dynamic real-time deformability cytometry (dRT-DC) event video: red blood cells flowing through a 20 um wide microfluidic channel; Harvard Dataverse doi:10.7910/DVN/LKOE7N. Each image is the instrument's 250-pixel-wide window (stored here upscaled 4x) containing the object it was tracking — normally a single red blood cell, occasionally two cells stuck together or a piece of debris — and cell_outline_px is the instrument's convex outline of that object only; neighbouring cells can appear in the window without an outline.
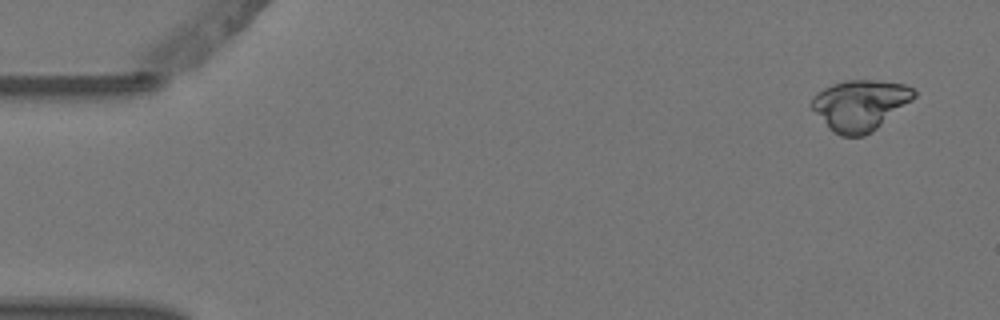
{"species": "Egyptian fruit bat (a non-hibernating species)", "species_latin": "Rousettus aegyptiacus", "temperature_condition": "warm", "stored_images_in_passage": 5, "camera_frame_rate_fps": 3000, "um_per_image_px": 0.085, "animal": {"sex": "female"}, "frame": {"image": 1, "passage_image": 1, "time_ms": 0.0, "image_size_px": [1000, 320], "cell_outline_px": [[916, 96], [912, 100], [872, 132], [864, 136], [840, 136], [828, 128], [808, 104], [812, 96], [816, 92], [832, 84], [848, 80], [876, 80], [904, 84], [912, 88], [916, 92]], "centroid_in_image_um": [73.07, 8.93], "position_along_channel_um": 11.9, "area_um2": 30.29}}
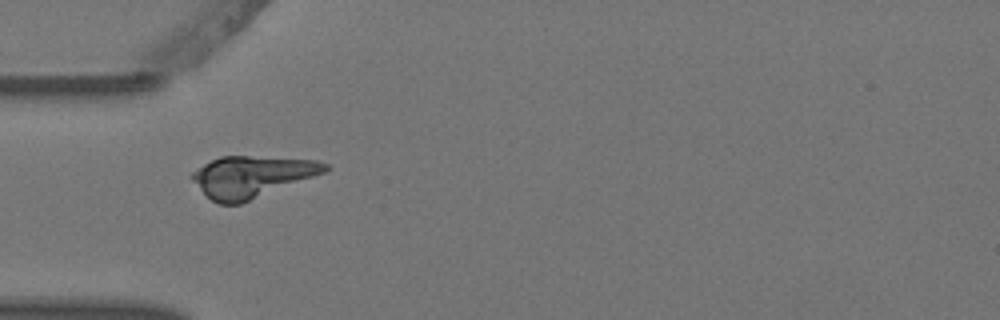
{"frame": {"image": 2, "passage_image": 4, "time_ms": 1.0, "image_size_px": [1000, 320], "cell_outline_px": [[332, 168], [324, 172], [240, 204], [220, 204], [212, 200], [188, 176], [196, 168], [220, 156], [248, 156], [316, 160], [328, 164]], "centroid_in_image_um": [21.38, 15.0], "position_along_channel_um": 63.6, "area_um2": 31.62}}
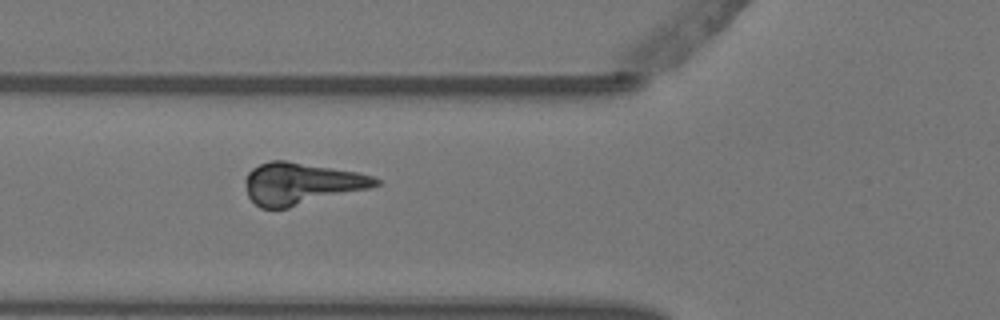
{"frame": {"image": 3, "passage_image": 5, "time_ms": 1.333, "image_size_px": [1000, 320], "cell_outline_px": [[380, 184], [368, 188], [288, 208], [260, 208], [248, 196], [244, 180], [248, 172], [252, 168], [260, 164], [272, 160], [284, 160], [356, 172], [372, 176], [380, 180]], "centroid_in_image_um": [25.55, 15.6], "position_along_channel_um": 100.2, "area_um2": 31.33}}